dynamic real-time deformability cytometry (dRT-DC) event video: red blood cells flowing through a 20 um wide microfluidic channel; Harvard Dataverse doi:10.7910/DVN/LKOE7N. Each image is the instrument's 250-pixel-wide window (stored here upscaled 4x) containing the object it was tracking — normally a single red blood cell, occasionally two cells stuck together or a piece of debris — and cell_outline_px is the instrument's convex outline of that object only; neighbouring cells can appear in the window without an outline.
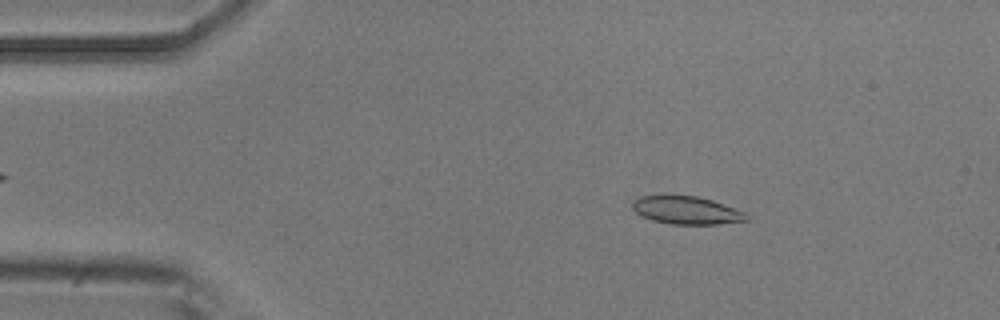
{"species": "common noctule bat (a hibernating species)", "species_latin": "Nyctalus noctula", "temperature_condition": "room temperature", "stored_images_in_passage": 47, "camera_frame_rate_fps": 3000, "um_per_image_px": 0.085, "animal": {"sex": "male", "body_mass_g": 20.5, "forearm_length_mm": 52.5}, "frame": {"image": 1, "passage_image": 2, "time_ms": 0.333, "image_size_px": [1000, 320], "cell_outline_px": [[752, 216], [748, 220], [716, 224], [672, 224], [652, 220], [636, 212], [632, 208], [632, 204], [640, 196], [696, 196], [712, 200], [724, 204], [744, 212]], "centroid_in_image_um": [58.4, 17.88], "position_along_channel_um": 26.6, "area_um2": 18.26}}
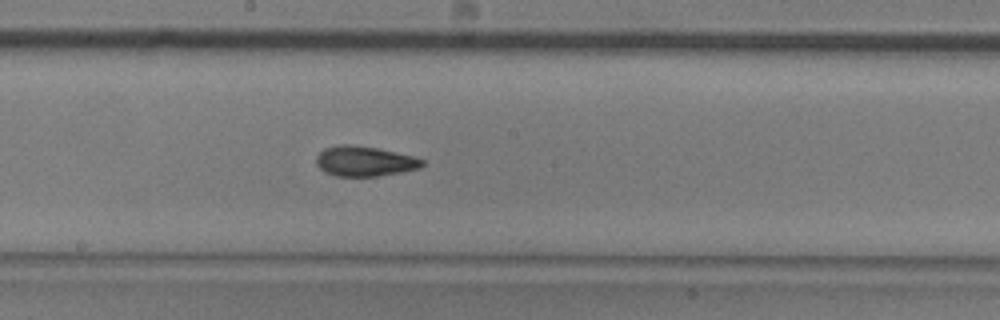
{"frame": {"image": 2, "passage_image": 22, "time_ms": 7.0, "image_size_px": [1000, 320], "cell_outline_px": [[424, 164], [420, 168], [400, 172], [376, 176], [336, 176], [324, 172], [316, 164], [316, 156], [324, 148], [340, 144], [352, 144], [376, 148], [416, 156], [424, 160]], "centroid_in_image_um": [30.98, 13.69], "position_along_channel_um": 217.2, "area_um2": 18.67}}
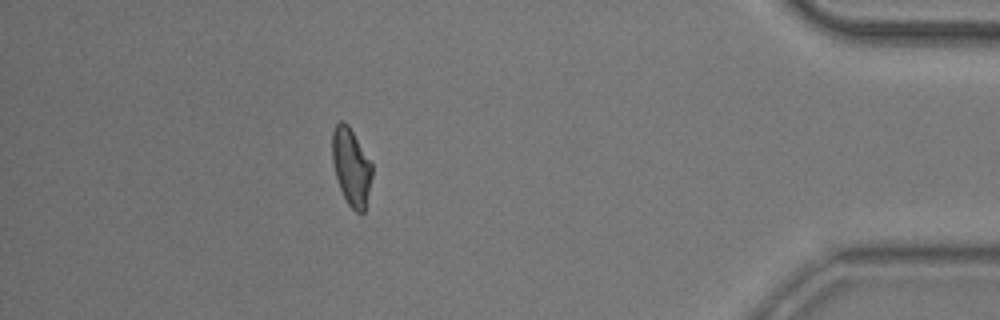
{"frame": {"image": 3, "passage_image": 41, "time_ms": 13.333, "image_size_px": [1000, 320], "cell_outline_px": [[372, 176], [364, 212], [356, 212], [348, 204], [340, 188], [336, 176], [332, 160], [332, 132], [336, 124], [340, 120], [344, 120], [348, 124], [372, 164]], "centroid_in_image_um": [29.84, 14.15], "position_along_channel_um": 405.4, "area_um2": 17.74}, "authors_computed_cell_mechanics": {"area_um2": 18.4382, "velocity_mm_per_s": 3.7376, "shape_relaxation_time_tau1_ms": 4.8828, "shape_relaxation_time_tau2_ms": 1.4834, "deformation_change_tau1": 0.1519, "deformation_change_tau2": 0.0698}}